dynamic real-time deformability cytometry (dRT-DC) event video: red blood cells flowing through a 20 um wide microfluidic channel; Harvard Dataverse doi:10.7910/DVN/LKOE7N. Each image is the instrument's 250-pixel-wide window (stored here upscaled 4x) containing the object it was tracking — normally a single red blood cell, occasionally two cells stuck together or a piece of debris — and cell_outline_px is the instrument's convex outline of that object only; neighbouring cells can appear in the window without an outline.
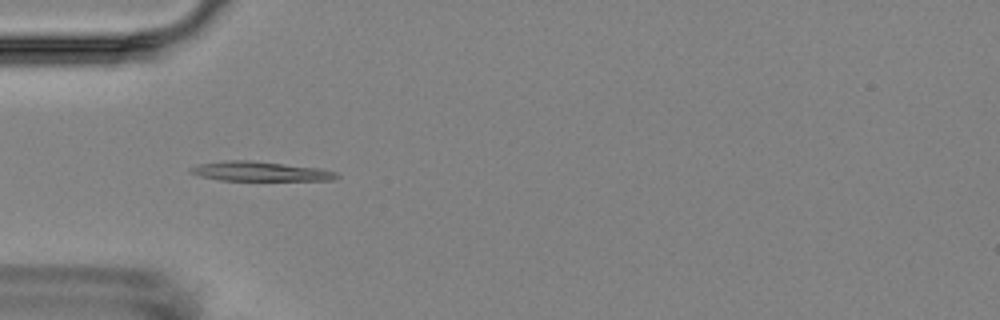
{"species": "Egyptian fruit bat (a non-hibernating species)", "species_latin": "Rousettus aegyptiacus", "temperature_condition": "room temperature", "stored_images_in_passage": 4, "camera_frame_rate_fps": 3000, "um_per_image_px": 0.085, "animal": {"sex": "female"}, "frame": {"image": 1, "passage_image": 4, "time_ms": 3.667, "image_size_px": [1000, 320], "cell_outline_px": [[340, 176], [332, 180], [220, 180], [200, 176], [188, 172], [188, 168], [200, 164], [228, 160], [248, 160], [316, 168], [336, 172]], "centroid_in_image_um": [22.05, 14.57], "position_along_channel_um": 62.9, "area_um2": 16.3}}